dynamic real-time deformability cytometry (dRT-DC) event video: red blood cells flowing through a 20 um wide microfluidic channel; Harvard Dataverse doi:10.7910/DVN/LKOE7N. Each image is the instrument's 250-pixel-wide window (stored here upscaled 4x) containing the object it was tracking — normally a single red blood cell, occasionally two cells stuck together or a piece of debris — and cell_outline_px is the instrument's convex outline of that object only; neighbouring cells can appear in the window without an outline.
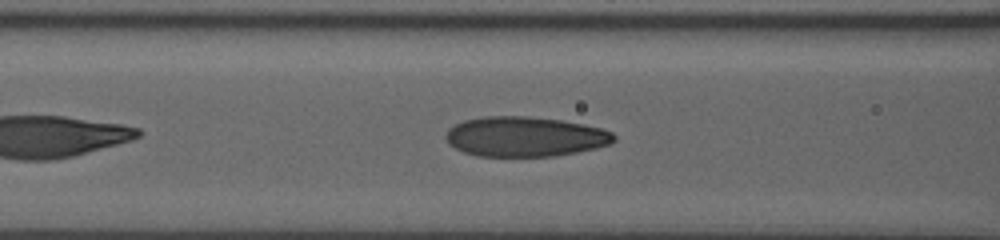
{"species": "human", "species_latin": "Homo sapiens", "temperature_condition": "room temperature", "stored_images_in_passage": 28, "camera_frame_rate_fps": 3000, "um_per_image_px": 0.085, "donor": {"sex": "male"}, "frame": {"image": 1, "passage_image": 8, "time_ms": 2.333, "image_size_px": [1000, 240], "cell_outline_px": [[616, 140], [612, 144], [596, 148], [576, 152], [552, 156], [476, 156], [464, 152], [448, 144], [444, 136], [448, 128], [464, 120], [484, 116], [528, 116], [560, 120], [584, 124], [600, 128], [612, 132], [616, 136]], "centroid_in_image_um": [44.62, 11.61], "position_along_channel_um": 122.0, "area_um2": 39.3}}
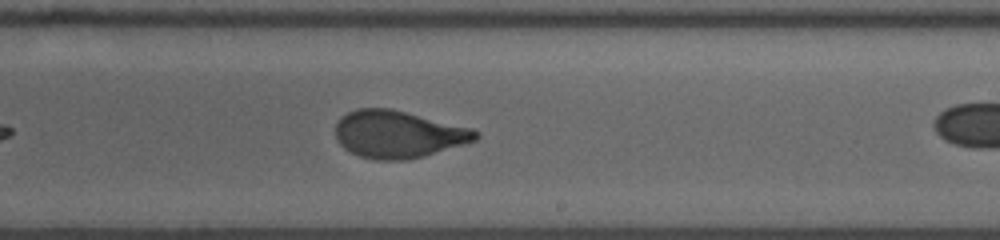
{"frame": {"image": 2, "passage_image": 18, "time_ms": 6.0, "image_size_px": [1000, 240], "cell_outline_px": [[480, 136], [476, 140], [464, 144], [424, 156], [404, 160], [372, 160], [360, 156], [344, 148], [336, 140], [336, 124], [340, 116], [356, 108], [392, 108], [472, 128], [480, 132]], "centroid_in_image_um": [33.84, 11.4], "position_along_channel_um": 255.2, "area_um2": 38.84}}
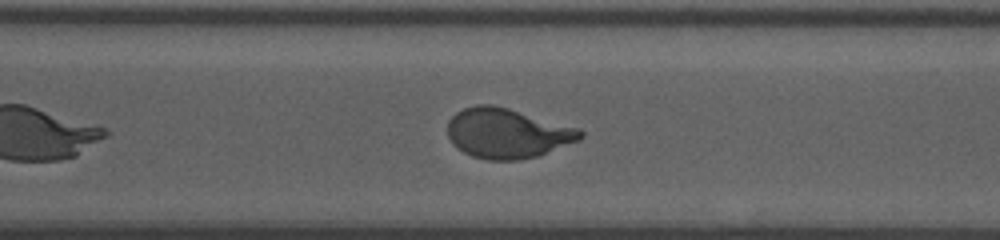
{"frame": {"image": 3, "passage_image": 24, "time_ms": 8.0, "image_size_px": [1000, 240], "cell_outline_px": [[584, 136], [580, 140], [536, 156], [516, 160], [488, 160], [472, 156], [464, 152], [452, 144], [448, 136], [448, 120], [456, 112], [464, 108], [476, 104], [492, 104], [508, 108], [580, 128], [584, 132]], "centroid_in_image_um": [43.11, 11.32], "position_along_channel_um": 327.5, "area_um2": 38.61}}